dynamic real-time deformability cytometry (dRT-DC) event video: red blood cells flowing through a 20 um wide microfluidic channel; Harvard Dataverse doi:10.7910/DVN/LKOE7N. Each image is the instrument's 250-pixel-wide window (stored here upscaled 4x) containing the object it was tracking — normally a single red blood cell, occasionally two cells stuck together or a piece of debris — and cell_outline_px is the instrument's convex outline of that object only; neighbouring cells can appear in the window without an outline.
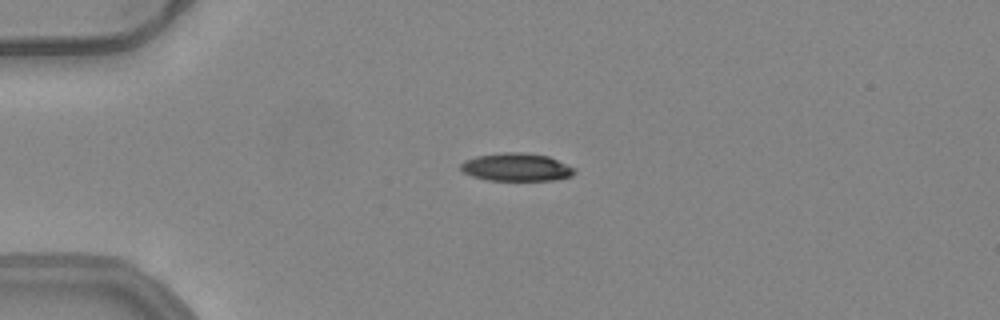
{"species": "common noctule bat (a hibernating species)", "species_latin": "Nyctalus noctula", "temperature_condition": "warm", "stored_images_in_passage": 41, "camera_frame_rate_fps": 3000, "um_per_image_px": 0.085, "animal": {"sex": "female", "body_mass_g": 24.6, "forearm_length_mm": 56.2}, "frame": {"image": 1, "passage_image": 14, "time_ms": 4.333, "image_size_px": [1000, 320], "cell_outline_px": [[576, 172], [572, 176], [552, 180], [488, 180], [472, 176], [464, 172], [460, 168], [460, 164], [464, 160], [476, 156], [504, 152], [524, 152], [548, 156], [576, 168]], "centroid_in_image_um": [43.9, 14.2], "position_along_channel_um": 41.1, "area_um2": 18.55}}
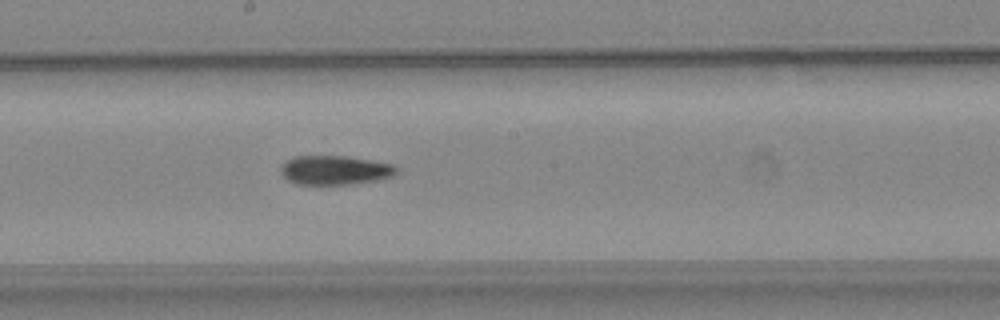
{"frame": {"image": 2, "passage_image": 30, "time_ms": 9.667, "image_size_px": [1000, 320], "cell_outline_px": [[396, 172], [392, 176], [376, 180], [352, 184], [296, 184], [288, 180], [280, 172], [280, 168], [284, 160], [296, 156], [344, 156], [392, 164], [396, 168]], "centroid_in_image_um": [28.4, 14.46], "position_along_channel_um": 219.8, "area_um2": 19.48}}
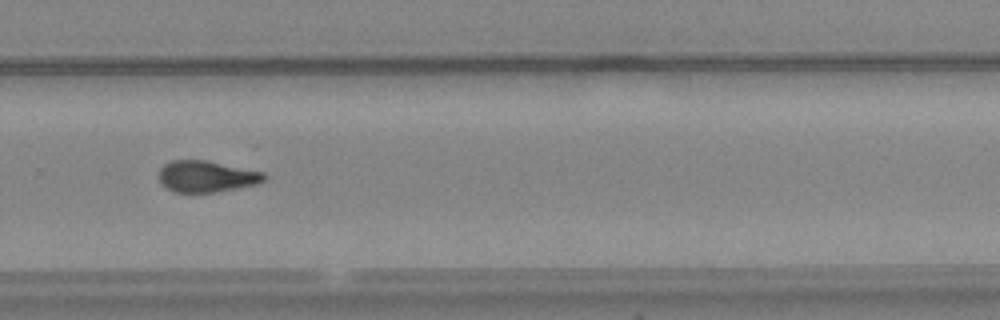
{"frame": {"image": 3, "passage_image": 37, "time_ms": 12.0, "image_size_px": [1000, 320], "cell_outline_px": [[268, 176], [260, 184], [216, 192], [172, 192], [160, 184], [160, 168], [164, 164], [172, 160], [204, 160], [264, 172]], "centroid_in_image_um": [17.57, 15.01], "position_along_channel_um": 312.2, "area_um2": 19.36}, "authors_computed_cell_mechanics": {"area_um2": 19.4786, "velocity_mm_per_s": 3.9852, "shape_relaxation_time_tau1_ms": 7.4834, "shape_relaxation_time_tau2_ms": 3.0236, "deformation_change_tau1": 0.2371, "deformation_change_tau2": 0.107}}